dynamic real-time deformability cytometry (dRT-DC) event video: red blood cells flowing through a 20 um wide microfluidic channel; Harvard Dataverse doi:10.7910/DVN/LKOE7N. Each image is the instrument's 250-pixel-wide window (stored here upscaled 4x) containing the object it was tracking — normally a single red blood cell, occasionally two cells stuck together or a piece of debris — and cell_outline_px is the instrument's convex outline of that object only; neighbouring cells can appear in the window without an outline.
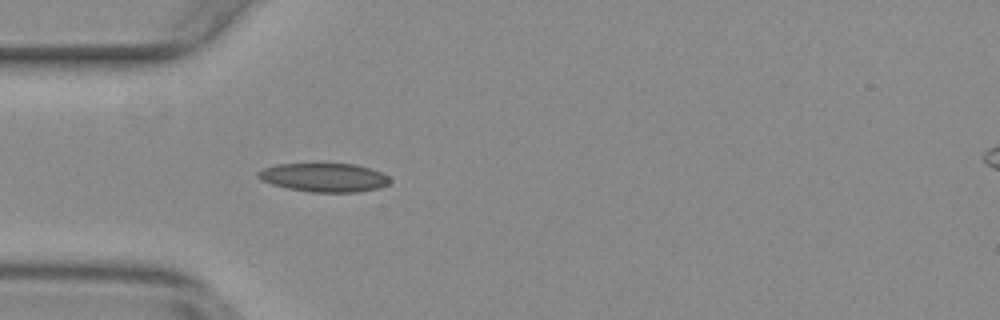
{"species": "common noctule bat (a hibernating species)", "species_latin": "Nyctalus noctula", "temperature_condition": "warm", "stored_images_in_passage": 42, "camera_frame_rate_fps": 3000, "um_per_image_px": 0.085, "animal": {"sex": "female", "body_mass_g": 29.2, "forearm_length_mm": 56.3}, "frame": {"image": 1, "passage_image": 7, "time_ms": 2.0, "image_size_px": [1000, 320], "cell_outline_px": [[392, 180], [388, 184], [380, 188], [356, 192], [312, 192], [288, 188], [272, 184], [260, 180], [256, 176], [256, 172], [264, 168], [276, 164], [316, 160], [356, 164], [380, 172], [388, 176]], "centroid_in_image_um": [27.5, 15.02], "position_along_channel_um": 57.5, "area_um2": 23.18}}
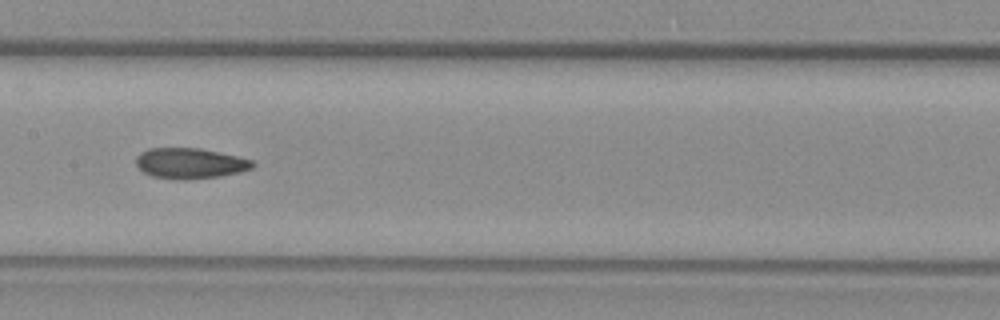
{"frame": {"image": 2, "passage_image": 18, "time_ms": 5.667, "image_size_px": [1000, 320], "cell_outline_px": [[256, 164], [252, 168], [240, 172], [220, 176], [184, 180], [176, 180], [152, 176], [144, 172], [136, 164], [136, 156], [140, 152], [148, 148], [200, 148], [236, 156], [252, 160]], "centroid_in_image_um": [16.14, 13.88], "position_along_channel_um": 191.3, "area_um2": 20.81}}
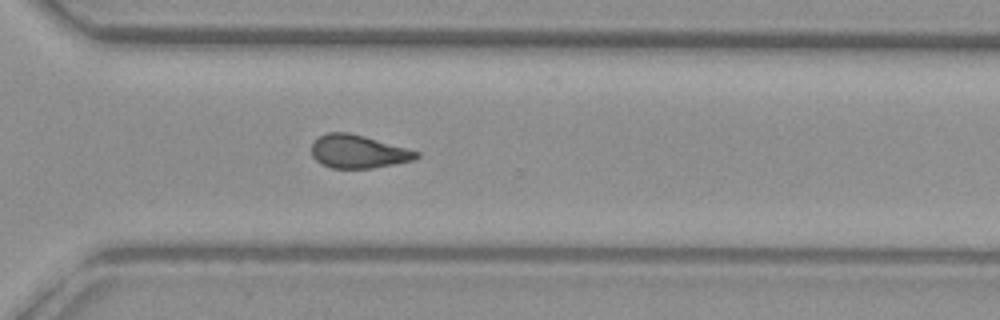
{"frame": {"image": 3, "passage_image": 30, "time_ms": 9.667, "image_size_px": [1000, 320], "cell_outline_px": [[420, 156], [416, 160], [372, 168], [332, 168], [320, 164], [312, 156], [312, 144], [320, 136], [328, 132], [348, 132], [364, 136], [408, 148], [420, 152]], "centroid_in_image_um": [30.48, 12.89], "position_along_channel_um": 340.1, "area_um2": 20.35}, "authors_computed_cell_mechanics": {"area_um2": 20.7502, "velocity_mm_per_s": 3.7333, "shape_relaxation_time_tau1_ms": null, "shape_relaxation_time_tau2_ms": 4.6828, "deformation_change_tau1": null, "deformation_change_tau2": 0.1269}}